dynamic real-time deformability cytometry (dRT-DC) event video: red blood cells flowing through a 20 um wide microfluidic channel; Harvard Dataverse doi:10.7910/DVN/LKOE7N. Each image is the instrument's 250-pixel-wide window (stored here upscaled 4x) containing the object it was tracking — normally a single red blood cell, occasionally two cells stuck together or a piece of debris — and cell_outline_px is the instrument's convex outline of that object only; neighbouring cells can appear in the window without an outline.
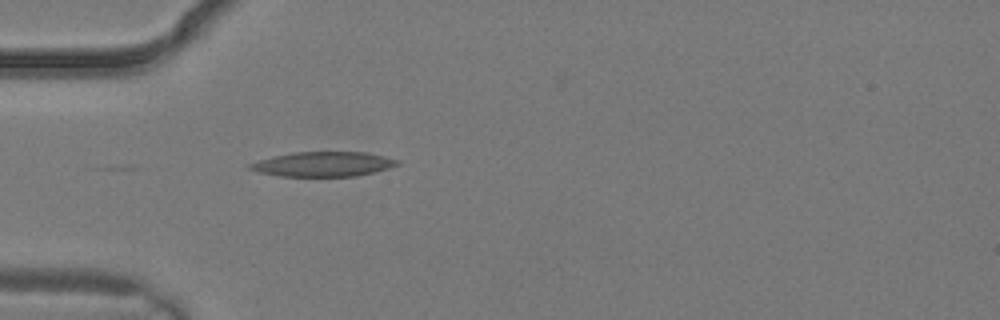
{"species": "common noctule bat (a hibernating species)", "species_latin": "Nyctalus noctula", "temperature_condition": "warm", "stored_images_in_passage": 3, "camera_frame_rate_fps": 3000, "um_per_image_px": 0.085, "animal": {"sex": "male", "body_mass_g": 19.2, "forearm_length_mm": 51.8}, "frame": {"image": 1, "passage_image": 3, "time_ms": 0.667, "image_size_px": [1000, 320], "cell_outline_px": [[400, 164], [388, 168], [356, 176], [280, 176], [260, 172], [248, 168], [248, 164], [260, 160], [292, 152], [364, 152], [384, 156], [400, 160]], "centroid_in_image_um": [27.5, 13.95], "position_along_channel_um": 57.5, "area_um2": 20.98}}